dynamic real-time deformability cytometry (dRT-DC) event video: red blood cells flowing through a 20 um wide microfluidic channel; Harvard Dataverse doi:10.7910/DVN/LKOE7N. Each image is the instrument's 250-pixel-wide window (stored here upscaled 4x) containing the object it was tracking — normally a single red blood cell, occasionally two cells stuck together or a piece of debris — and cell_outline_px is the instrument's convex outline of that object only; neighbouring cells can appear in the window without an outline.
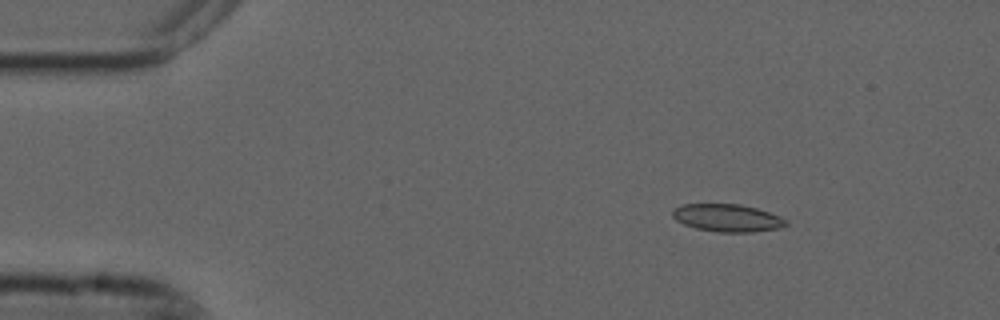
{"species": "common noctule bat (a hibernating species)", "species_latin": "Nyctalus noctula", "temperature_condition": "cold", "stored_images_in_passage": 3, "camera_frame_rate_fps": 3000, "um_per_image_px": 0.085, "animal": {"sex": "male", "forearm_length_mm": 52.5}, "frame": {"image": 1, "passage_image": 2, "time_ms": 0.333, "image_size_px": [1000, 320], "cell_outline_px": [[788, 224], [780, 228], [752, 232], [716, 232], [696, 228], [684, 224], [676, 220], [672, 216], [672, 212], [680, 204], [740, 204], [756, 208], [780, 216], [788, 220]], "centroid_in_image_um": [61.84, 18.52], "position_along_channel_um": 23.2, "area_um2": 18.26}}